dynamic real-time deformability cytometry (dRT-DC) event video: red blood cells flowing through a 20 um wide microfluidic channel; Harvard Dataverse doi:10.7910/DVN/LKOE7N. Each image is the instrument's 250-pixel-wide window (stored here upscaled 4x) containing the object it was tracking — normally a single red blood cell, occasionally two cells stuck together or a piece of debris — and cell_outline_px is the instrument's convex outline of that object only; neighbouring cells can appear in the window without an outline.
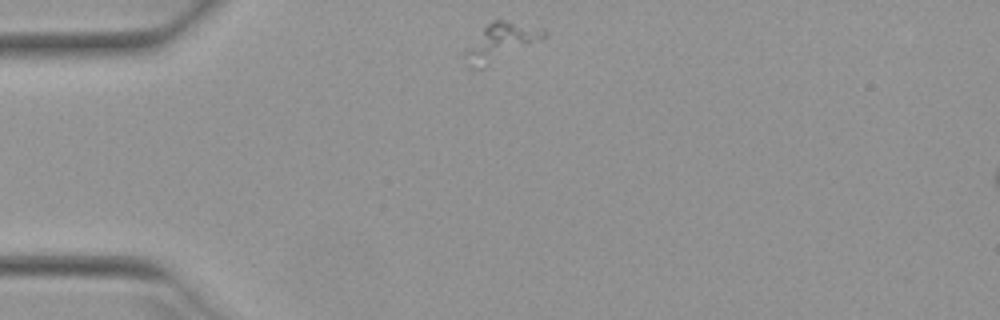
{"species": "Egyptian fruit bat (a non-hibernating species)", "species_latin": "Rousettus aegyptiacus", "temperature_condition": "warm", "stored_images_in_passage": 8, "camera_frame_rate_fps": 3000, "um_per_image_px": 0.085, "animal": {"sex": "female"}, "frame": {"image": 1, "passage_image": 1, "time_ms": 0.0, "image_size_px": [1000, 320], "cell_outline_px": [[548, 36], [488, 68], [468, 68], [464, 56], [464, 52], [484, 28], [488, 24], [496, 20], [504, 20], [548, 32]], "centroid_in_image_um": [42.54, 3.67], "position_along_channel_um": 42.5, "area_um2": 16.94}}
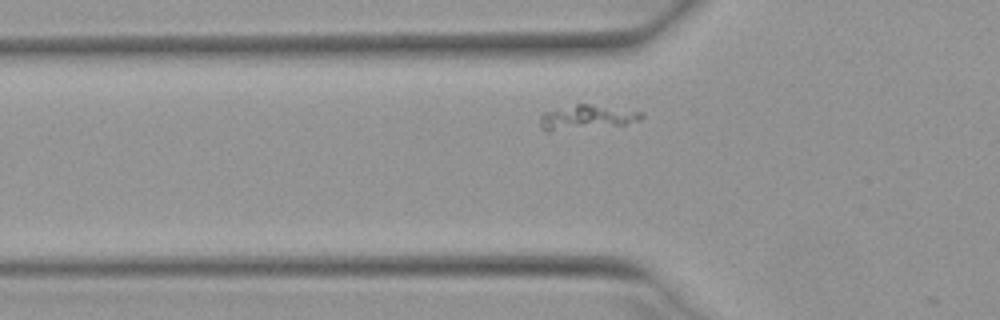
{"frame": {"image": 2, "passage_image": 6, "time_ms": 1.667, "image_size_px": [1000, 320], "cell_outline_px": [[644, 116], [640, 120], [624, 124], [548, 132], [540, 128], [540, 120], [544, 112], [576, 104], [592, 104], [640, 112]], "centroid_in_image_um": [49.82, 9.98], "position_along_channel_um": 76.0, "area_um2": 14.22}}